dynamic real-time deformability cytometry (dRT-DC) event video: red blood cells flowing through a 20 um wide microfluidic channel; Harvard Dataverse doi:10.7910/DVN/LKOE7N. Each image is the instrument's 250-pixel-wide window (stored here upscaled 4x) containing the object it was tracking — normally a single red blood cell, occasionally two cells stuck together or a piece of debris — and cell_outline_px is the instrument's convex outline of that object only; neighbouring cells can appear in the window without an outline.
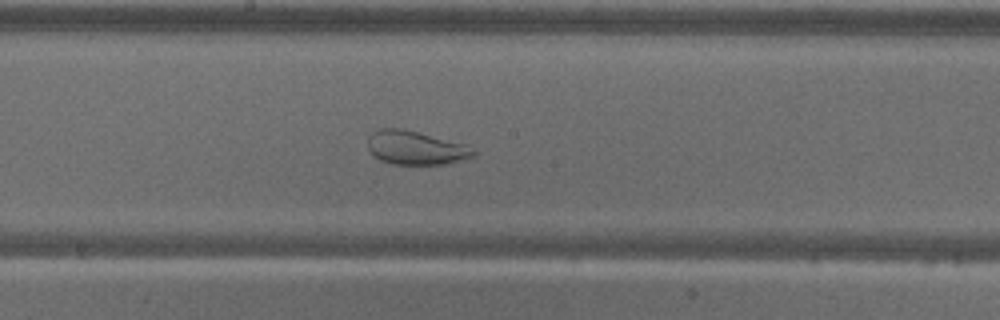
{"species": "common noctule bat (a hibernating species)", "species_latin": "Nyctalus noctula", "temperature_condition": "warm", "stored_images_in_passage": 58, "camera_frame_rate_fps": 3000, "um_per_image_px": 0.085, "animal": {"sex": "male", "body_mass_g": 18.8}, "frame": {"image": 1, "passage_image": 31, "time_ms": 10.0, "image_size_px": [1000, 320], "cell_outline_px": [[476, 156], [448, 164], [392, 164], [380, 160], [368, 148], [368, 136], [372, 132], [380, 128], [404, 128], [464, 144], [476, 152]], "centroid_in_image_um": [35.33, 12.56], "position_along_channel_um": 212.9, "area_um2": 20.75}}
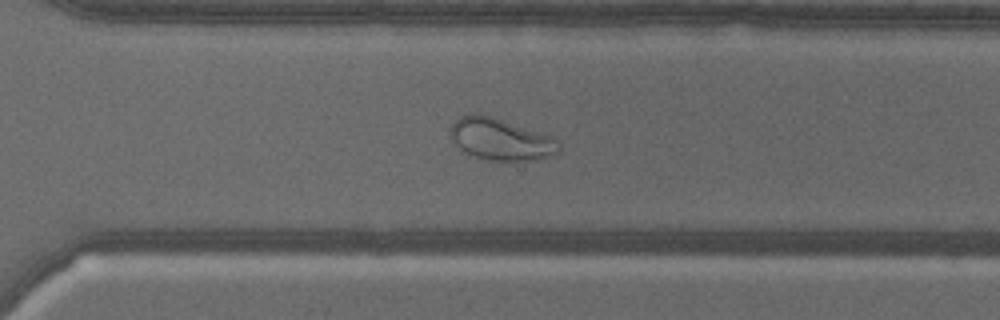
{"frame": {"image": 2, "passage_image": 41, "time_ms": 13.333, "image_size_px": [1000, 320], "cell_outline_px": [[560, 152], [552, 156], [516, 164], [488, 160], [464, 152], [456, 144], [452, 136], [452, 124], [464, 112], [476, 112], [492, 116], [552, 136], [560, 144]], "centroid_in_image_um": [42.61, 11.86], "position_along_channel_um": 328.0, "area_um2": 27.11}}
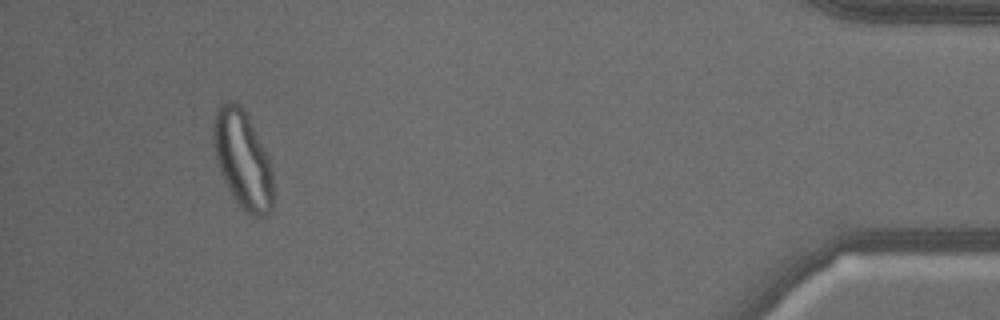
{"frame": {"image": 3, "passage_image": 54, "time_ms": 17.667, "image_size_px": [1000, 320], "cell_outline_px": [[272, 212], [268, 216], [252, 216], [244, 212], [228, 188], [220, 172], [212, 144], [212, 128], [216, 112], [220, 104], [228, 100], [232, 100], [240, 104], [268, 156], [272, 172]], "centroid_in_image_um": [20.61, 13.58], "position_along_channel_um": 414.6, "area_um2": 33.87}}